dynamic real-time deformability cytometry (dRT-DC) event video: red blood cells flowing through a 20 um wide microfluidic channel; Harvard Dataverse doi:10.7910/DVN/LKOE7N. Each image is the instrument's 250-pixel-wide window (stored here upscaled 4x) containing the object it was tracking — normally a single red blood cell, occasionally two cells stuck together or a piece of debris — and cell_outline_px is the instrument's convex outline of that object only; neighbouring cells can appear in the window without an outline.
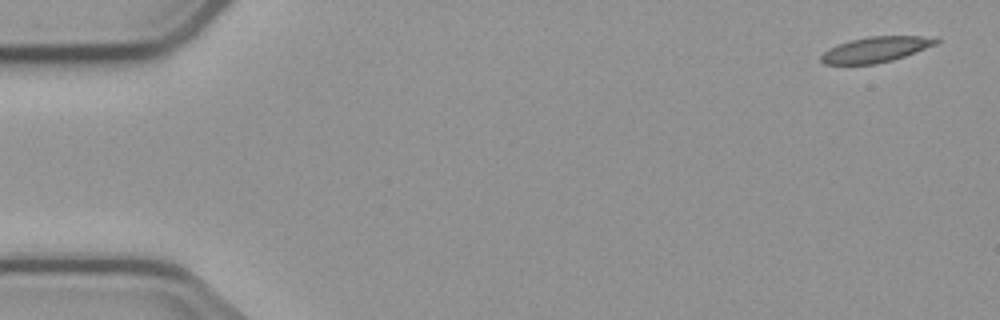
{"species": "common noctule bat (a hibernating species)", "species_latin": "Nyctalus noctula", "temperature_condition": "cold", "stored_images_in_passage": 5, "camera_frame_rate_fps": 3000, "um_per_image_px": 0.085, "animal": {"sex": "male", "body_mass_g": 23.1, "forearm_length_mm": 52.7}, "frame": {"image": 1, "passage_image": 1, "time_ms": 0.0, "image_size_px": [1000, 320], "cell_outline_px": [[940, 40], [936, 44], [916, 52], [892, 60], [876, 64], [824, 64], [820, 60], [820, 56], [828, 48], [836, 44], [868, 36], [920, 36]], "centroid_in_image_um": [74.38, 4.21], "position_along_channel_um": 10.6, "area_um2": 16.94}}
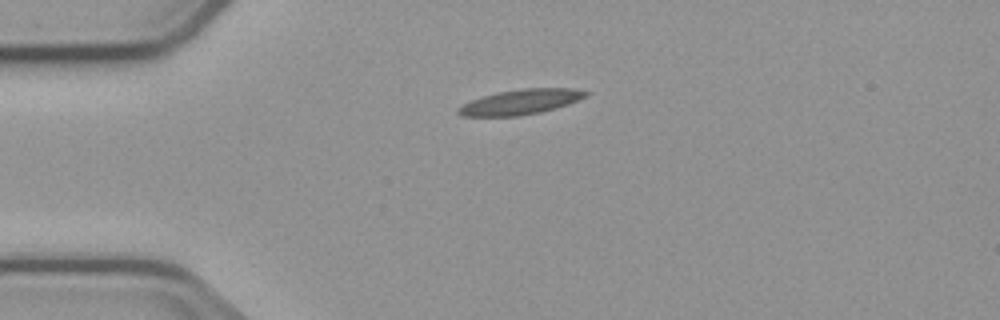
{"frame": {"image": 2, "passage_image": 4, "time_ms": 3.667, "image_size_px": [1000, 320], "cell_outline_px": [[592, 92], [588, 96], [568, 104], [540, 112], [516, 116], [460, 116], [456, 112], [456, 108], [472, 100], [496, 92], [524, 88], [572, 88]], "centroid_in_image_um": [44.27, 8.66], "position_along_channel_um": 40.7, "area_um2": 18.61}}